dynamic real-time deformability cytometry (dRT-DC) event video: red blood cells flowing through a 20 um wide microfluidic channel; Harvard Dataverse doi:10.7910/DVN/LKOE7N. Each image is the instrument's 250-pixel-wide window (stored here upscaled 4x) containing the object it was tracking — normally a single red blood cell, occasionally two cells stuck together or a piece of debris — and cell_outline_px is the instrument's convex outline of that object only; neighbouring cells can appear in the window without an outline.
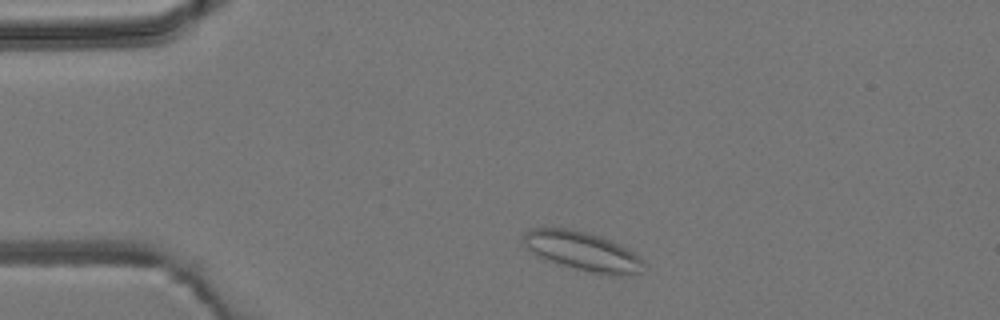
{"species": "common noctule bat (a hibernating species)", "species_latin": "Nyctalus noctula", "temperature_condition": "room temperature", "stored_images_in_passage": 2, "camera_frame_rate_fps": 3000, "um_per_image_px": 0.085, "animal": {"sex": "male", "body_mass_g": 19.2, "forearm_length_mm": 51.8}, "frame": {"image": 1, "passage_image": 1, "time_ms": 0.0, "image_size_px": [1000, 320], "cell_outline_px": [[644, 264], [640, 272], [620, 276], [600, 276], [572, 268], [548, 260], [532, 252], [524, 244], [524, 232], [532, 228], [568, 228], [600, 236], [620, 244], [644, 260]], "centroid_in_image_um": [49.55, 21.38], "position_along_channel_um": 35.5, "area_um2": 27.34}}